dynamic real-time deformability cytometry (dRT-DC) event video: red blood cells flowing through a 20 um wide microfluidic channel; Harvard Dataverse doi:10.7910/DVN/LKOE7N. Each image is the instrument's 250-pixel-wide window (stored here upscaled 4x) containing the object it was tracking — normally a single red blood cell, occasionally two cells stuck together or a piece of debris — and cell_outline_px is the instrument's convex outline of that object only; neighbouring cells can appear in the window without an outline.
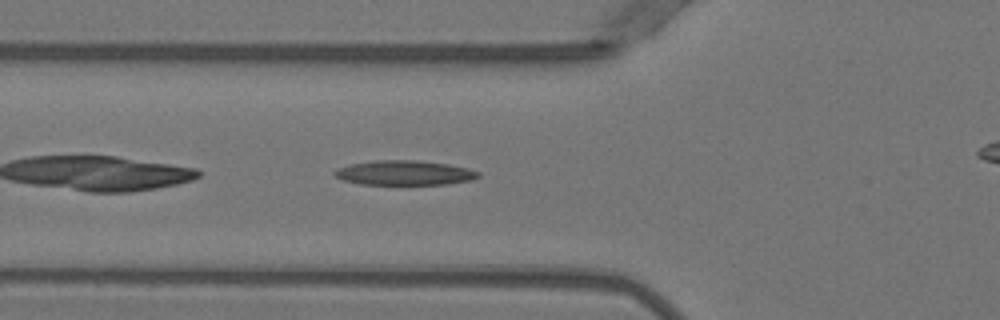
{"species": "Egyptian fruit bat (a non-hibernating species)", "species_latin": "Rousettus aegyptiacus", "temperature_condition": "warm", "stored_images_in_passage": 30, "camera_frame_rate_fps": 3000, "um_per_image_px": 0.085, "animal": {"sex": "female"}, "frame": {"image": 1, "passage_image": 3, "time_ms": 0.667, "image_size_px": [1000, 320], "cell_outline_px": [[480, 176], [472, 180], [448, 184], [360, 184], [344, 180], [336, 176], [332, 172], [336, 168], [348, 164], [376, 160], [416, 160], [448, 164], [468, 168], [480, 172]], "centroid_in_image_um": [34.37, 14.68], "position_along_channel_um": 91.4, "area_um2": 20.69}}
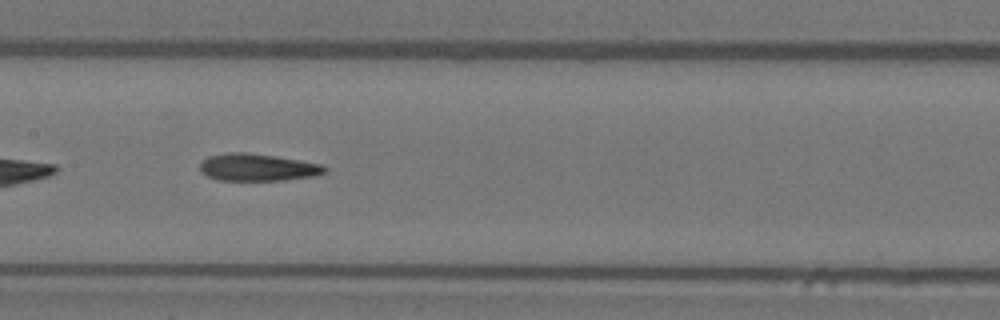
{"frame": {"image": 2, "passage_image": 10, "time_ms": 3.0, "image_size_px": [1000, 320], "cell_outline_px": [[328, 168], [324, 172], [316, 176], [284, 180], [220, 180], [208, 176], [200, 172], [200, 164], [208, 156], [228, 152], [248, 152], [276, 156], [324, 164]], "centroid_in_image_um": [21.92, 14.22], "position_along_channel_um": 185.5, "area_um2": 19.94}}
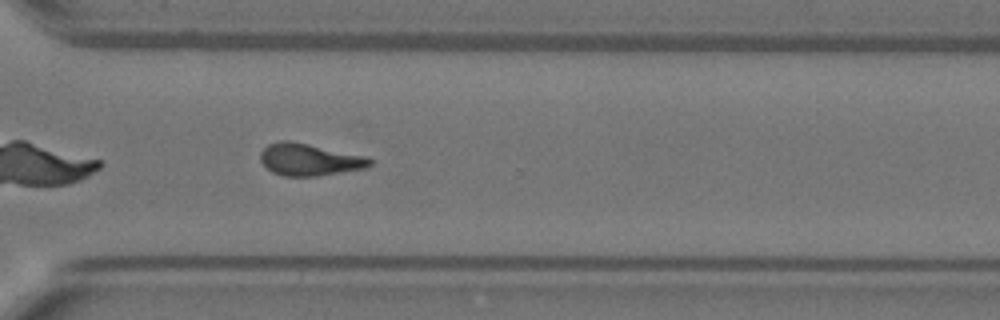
{"frame": {"image": 3, "passage_image": 22, "time_ms": 7.0, "image_size_px": [1000, 320], "cell_outline_px": [[372, 164], [368, 168], [316, 176], [284, 176], [272, 172], [260, 160], [260, 152], [268, 144], [280, 140], [288, 140], [368, 156], [372, 160]], "centroid_in_image_um": [26.32, 13.56], "position_along_channel_um": 344.3, "area_um2": 20.52}}